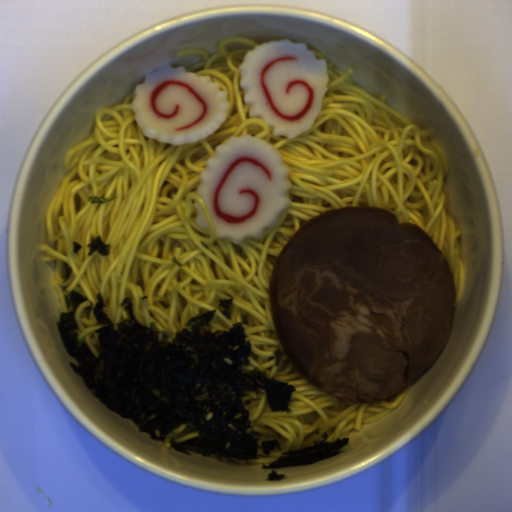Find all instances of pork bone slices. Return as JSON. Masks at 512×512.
<instances>
[{
    "label": "pork bone slices",
    "mask_w": 512,
    "mask_h": 512,
    "mask_svg": "<svg viewBox=\"0 0 512 512\" xmlns=\"http://www.w3.org/2000/svg\"><path fill=\"white\" fill-rule=\"evenodd\" d=\"M274 328L297 372L342 404L381 402L428 370L455 322L443 251L381 207L307 221L269 275Z\"/></svg>",
    "instance_id": "obj_1"
}]
</instances>
